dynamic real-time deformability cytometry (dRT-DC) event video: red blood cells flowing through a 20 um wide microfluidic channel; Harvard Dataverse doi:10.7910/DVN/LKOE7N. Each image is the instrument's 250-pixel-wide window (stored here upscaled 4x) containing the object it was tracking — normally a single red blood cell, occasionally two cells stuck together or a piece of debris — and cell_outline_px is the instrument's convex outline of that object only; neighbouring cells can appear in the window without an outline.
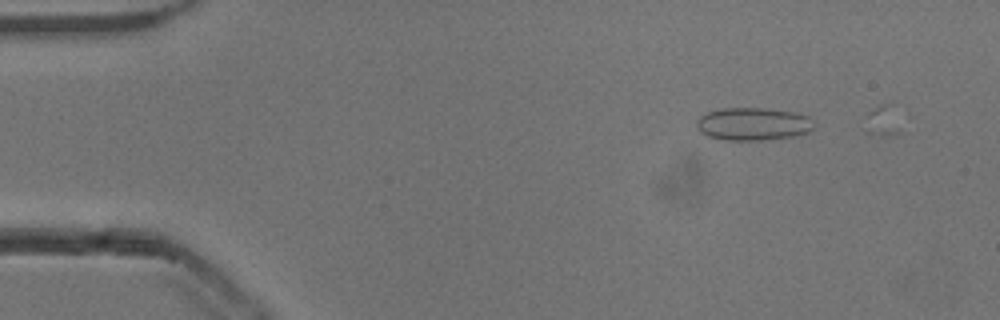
{"species": "common noctule bat (a hibernating species)", "species_latin": "Nyctalus noctula", "temperature_condition": "cold", "stored_images_in_passage": 27, "camera_frame_rate_fps": 3000, "um_per_image_px": 0.085, "animal": {"sex": "male", "body_mass_g": 13.3}, "frame": {"image": 1, "passage_image": 4, "time_ms": 1.0, "image_size_px": [1000, 320], "cell_outline_px": [[816, 124], [808, 132], [792, 136], [760, 140], [724, 140], [708, 136], [700, 132], [696, 124], [696, 120], [700, 116], [708, 112], [720, 108], [764, 108], [796, 112], [808, 116]], "centroid_in_image_um": [64.0, 10.53], "position_along_channel_um": 21.0, "area_um2": 22.48}}
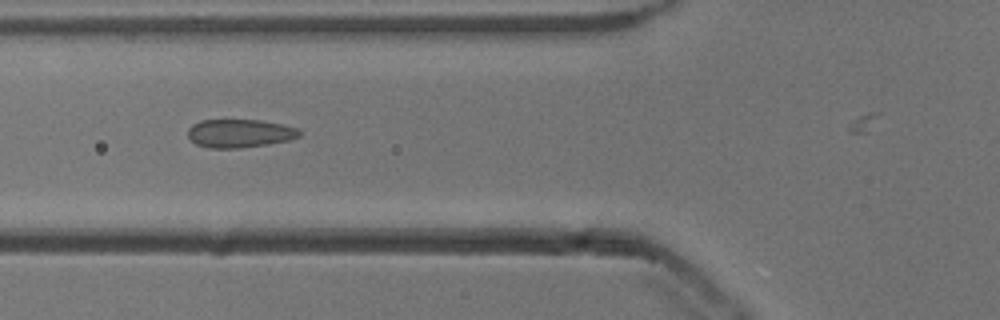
{"frame": {"image": 2, "passage_image": 17, "time_ms": 5.333, "image_size_px": [1000, 320], "cell_outline_px": [[300, 136], [288, 140], [268, 144], [240, 148], [208, 148], [196, 144], [188, 136], [188, 128], [192, 124], [200, 120], [260, 120], [300, 128]], "centroid_in_image_um": [20.36, 11.33], "position_along_channel_um": 105.4, "area_um2": 18.44}}
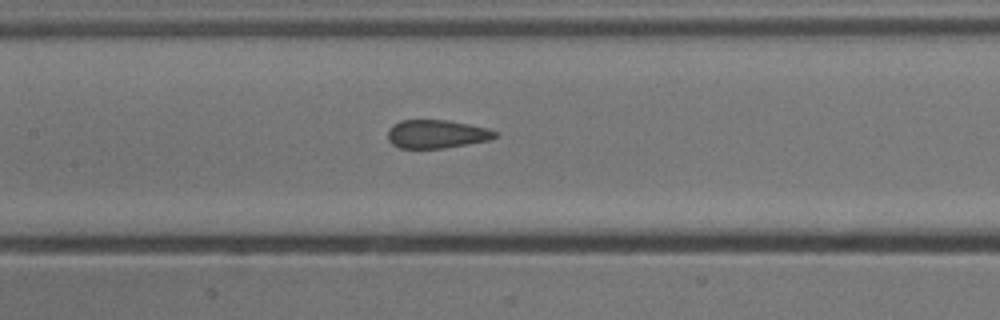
{"frame": {"image": 3, "passage_image": 22, "time_ms": 7.0, "image_size_px": [1000, 320], "cell_outline_px": [[496, 136], [488, 140], [468, 144], [444, 148], [400, 148], [392, 144], [388, 140], [388, 128], [392, 124], [400, 120], [448, 120], [488, 128], [496, 132]], "centroid_in_image_um": [37.07, 11.39], "position_along_channel_um": 170.3, "area_um2": 17.74}}